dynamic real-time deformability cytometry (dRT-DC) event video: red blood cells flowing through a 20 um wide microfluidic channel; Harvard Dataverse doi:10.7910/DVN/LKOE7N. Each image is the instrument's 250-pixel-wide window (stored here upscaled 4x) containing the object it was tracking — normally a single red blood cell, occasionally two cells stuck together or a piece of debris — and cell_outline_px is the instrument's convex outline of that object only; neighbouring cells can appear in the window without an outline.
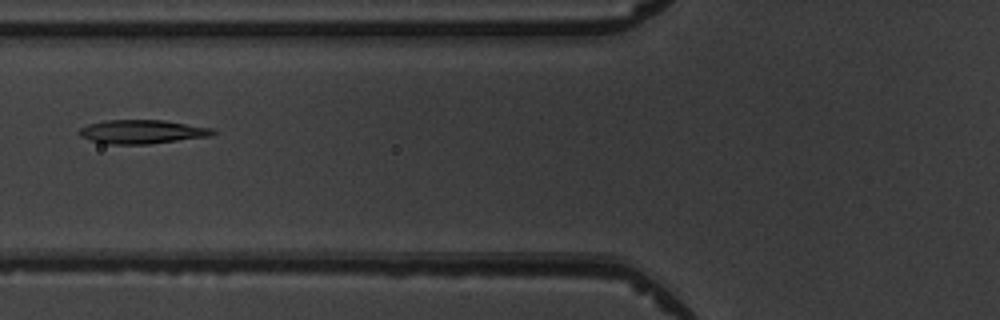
{"species": "common noctule bat (a hibernating species)", "species_latin": "Nyctalus noctula", "temperature_condition": "warm", "stored_images_in_passage": 2, "camera_frame_rate_fps": 3000, "um_per_image_px": 0.085, "animal": {"sex": "male", "body_mass_g": 19.5, "forearm_length_mm": 54.6}, "frame": {"image": 1, "passage_image": 2, "time_ms": 1.0, "image_size_px": [1000, 320], "cell_outline_px": [[216, 132], [212, 136], [148, 144], [108, 144], [92, 140], [80, 136], [76, 132], [80, 128], [88, 124], [104, 120], [164, 120], [212, 128]], "centroid_in_image_um": [12.06, 11.19], "position_along_channel_um": 113.7, "area_um2": 18.55}}